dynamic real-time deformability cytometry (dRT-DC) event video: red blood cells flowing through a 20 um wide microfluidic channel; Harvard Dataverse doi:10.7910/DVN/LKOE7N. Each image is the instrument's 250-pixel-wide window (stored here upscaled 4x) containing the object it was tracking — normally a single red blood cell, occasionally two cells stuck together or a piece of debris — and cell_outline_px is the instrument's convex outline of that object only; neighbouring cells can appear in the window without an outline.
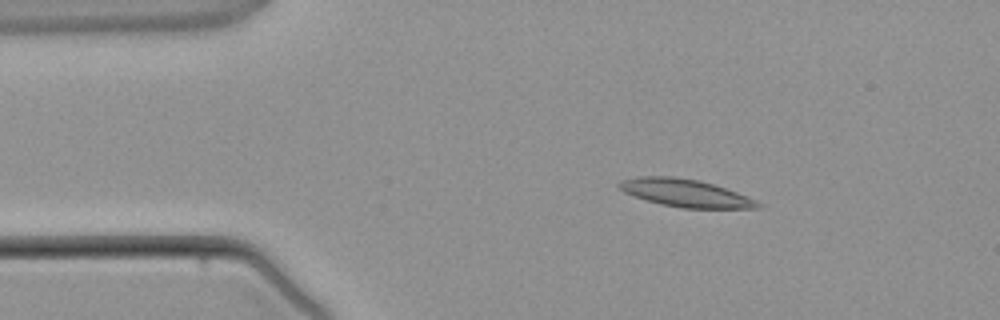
{"species": "common noctule bat (a hibernating species)", "species_latin": "Nyctalus noctula", "temperature_condition": "warm", "stored_images_in_passage": 3, "camera_frame_rate_fps": 3000, "um_per_image_px": 0.085, "animal": {"sex": "male", "body_mass_g": 21.5, "forearm_length_mm": 52.0}, "frame": {"image": 1, "passage_image": 2, "time_ms": 1.0, "image_size_px": [1000, 320], "cell_outline_px": [[760, 208], [680, 208], [660, 204], [624, 192], [616, 184], [620, 180], [640, 176], [672, 176], [700, 180], [736, 192], [756, 200], [760, 204]], "centroid_in_image_um": [58.22, 16.4], "position_along_channel_um": 26.8, "area_um2": 22.14}}